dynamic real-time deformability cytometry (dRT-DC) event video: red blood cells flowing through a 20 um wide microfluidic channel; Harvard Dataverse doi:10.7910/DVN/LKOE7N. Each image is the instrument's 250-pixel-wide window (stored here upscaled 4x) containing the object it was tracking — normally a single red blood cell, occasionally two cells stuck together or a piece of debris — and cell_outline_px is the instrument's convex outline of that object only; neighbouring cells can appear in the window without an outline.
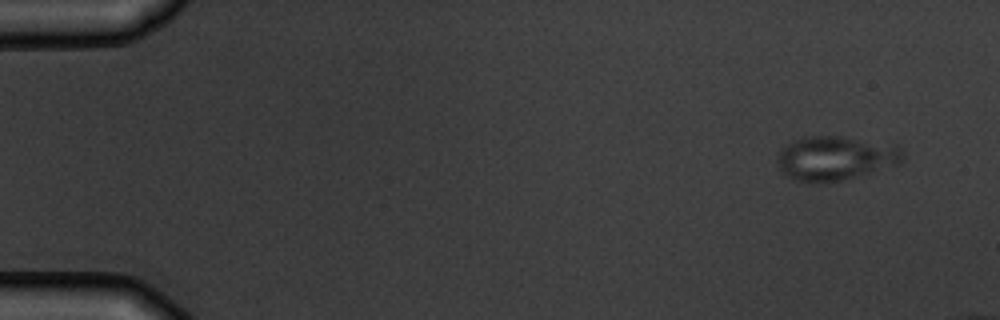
{"species": "common noctule bat (a hibernating species)", "species_latin": "Nyctalus noctula", "temperature_condition": "warm", "stored_images_in_passage": 5, "camera_frame_rate_fps": 3000, "um_per_image_px": 0.085, "animal": {"sex": "male", "body_mass_g": 19.5, "forearm_length_mm": 54.6}, "frame": {"image": 1, "passage_image": 1, "time_ms": 0.0, "image_size_px": [1000, 320], "cell_outline_px": [[904, 160], [900, 164], [844, 180], [820, 184], [796, 180], [784, 176], [780, 172], [776, 160], [780, 148], [792, 140], [804, 136], [840, 136], [900, 144], [904, 152]], "centroid_in_image_um": [71.02, 13.44], "position_along_channel_um": 14.0, "area_um2": 33.41}}